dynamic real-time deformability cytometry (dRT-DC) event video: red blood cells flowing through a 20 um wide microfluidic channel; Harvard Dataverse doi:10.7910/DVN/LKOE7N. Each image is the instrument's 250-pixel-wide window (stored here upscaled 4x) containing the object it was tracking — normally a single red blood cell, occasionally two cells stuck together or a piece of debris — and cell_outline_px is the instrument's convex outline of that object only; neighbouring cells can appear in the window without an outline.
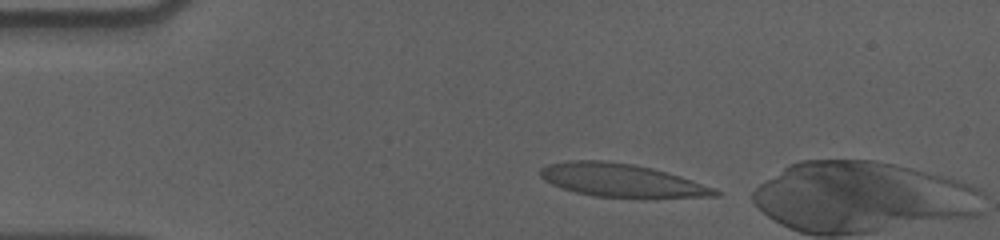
{"species": "human", "species_latin": "Homo sapiens", "temperature_condition": "cold", "stored_images_in_passage": 6, "camera_frame_rate_fps": 3000, "um_per_image_px": 0.085, "donor": {"sex": "male"}, "frame": {"image": 1, "passage_image": 2, "time_ms": 0.333, "image_size_px": [1000, 240], "cell_outline_px": [[720, 196], [596, 196], [576, 192], [552, 184], [544, 180], [540, 176], [540, 168], [548, 164], [568, 160], [600, 160], [632, 164], [652, 168], [680, 176], [716, 188], [720, 192]], "centroid_in_image_um": [52.77, 15.29], "position_along_channel_um": 32.2, "area_um2": 32.83}}